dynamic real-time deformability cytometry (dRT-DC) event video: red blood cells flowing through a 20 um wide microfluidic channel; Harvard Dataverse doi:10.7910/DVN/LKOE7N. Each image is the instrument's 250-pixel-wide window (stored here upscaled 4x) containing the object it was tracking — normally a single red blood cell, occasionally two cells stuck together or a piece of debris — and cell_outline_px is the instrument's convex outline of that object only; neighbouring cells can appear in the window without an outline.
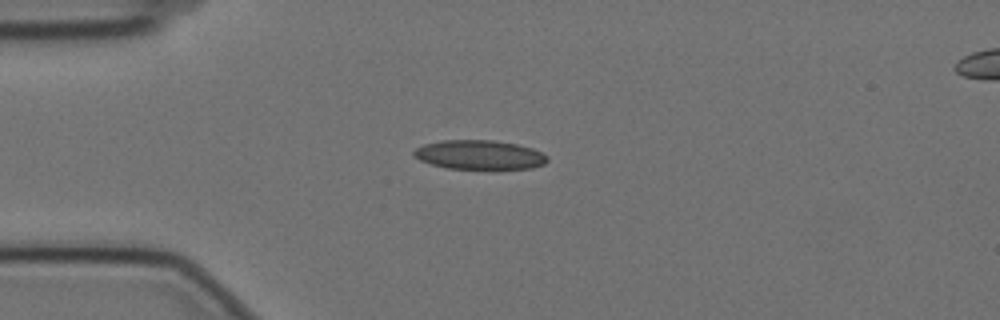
{"species": "Egyptian fruit bat (a non-hibernating species)", "species_latin": "Rousettus aegyptiacus", "temperature_condition": "cold", "stored_images_in_passage": 44, "camera_frame_rate_fps": 3000, "um_per_image_px": 0.085, "animal": {"sex": "female"}, "frame": {"image": 1, "passage_image": 1, "time_ms": 0.0, "image_size_px": [1000, 320], "cell_outline_px": [[548, 160], [544, 164], [532, 168], [496, 172], [448, 168], [432, 164], [420, 160], [412, 152], [416, 148], [424, 144], [440, 140], [492, 140], [516, 144], [532, 148], [548, 156]], "centroid_in_image_um": [40.81, 13.21], "position_along_channel_um": 44.2, "area_um2": 23.64}}
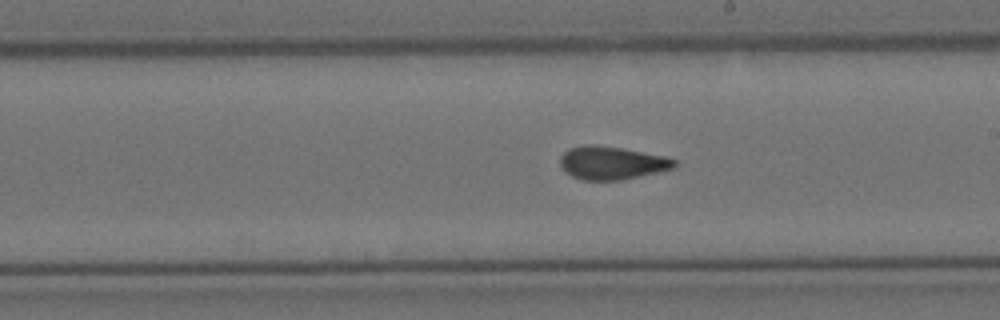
{"frame": {"image": 2, "passage_image": 19, "time_ms": 6.0, "image_size_px": [1000, 320], "cell_outline_px": [[676, 168], [620, 180], [580, 180], [564, 172], [560, 168], [560, 156], [568, 148], [584, 144], [596, 144], [620, 148], [664, 156], [676, 160]], "centroid_in_image_um": [51.94, 13.84], "position_along_channel_um": 237.1, "area_um2": 22.2}}
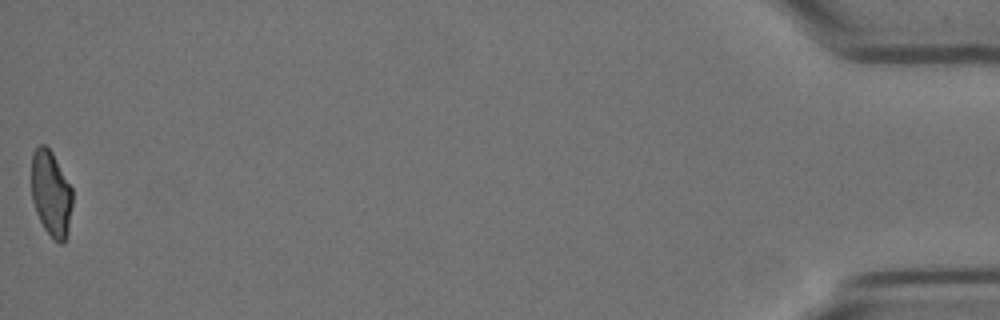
{"frame": {"image": 3, "passage_image": 44, "time_ms": 14.333, "image_size_px": [1000, 320], "cell_outline_px": [[72, 204], [68, 228], [64, 244], [60, 244], [52, 240], [44, 228], [36, 212], [32, 200], [32, 152], [40, 144], [44, 144], [52, 152], [72, 188]], "centroid_in_image_um": [4.34, 16.48], "position_along_channel_um": 430.9, "area_um2": 20.46}, "authors_computed_cell_mechanics": {"area_um2": 22.1952, "velocity_mm_per_s": 3.5189, "shape_relaxation_time_tau1_ms": null, "shape_relaxation_time_tau2_ms": 1.8573, "deformation_change_tau1": null, "deformation_change_tau2": 0.0861}}